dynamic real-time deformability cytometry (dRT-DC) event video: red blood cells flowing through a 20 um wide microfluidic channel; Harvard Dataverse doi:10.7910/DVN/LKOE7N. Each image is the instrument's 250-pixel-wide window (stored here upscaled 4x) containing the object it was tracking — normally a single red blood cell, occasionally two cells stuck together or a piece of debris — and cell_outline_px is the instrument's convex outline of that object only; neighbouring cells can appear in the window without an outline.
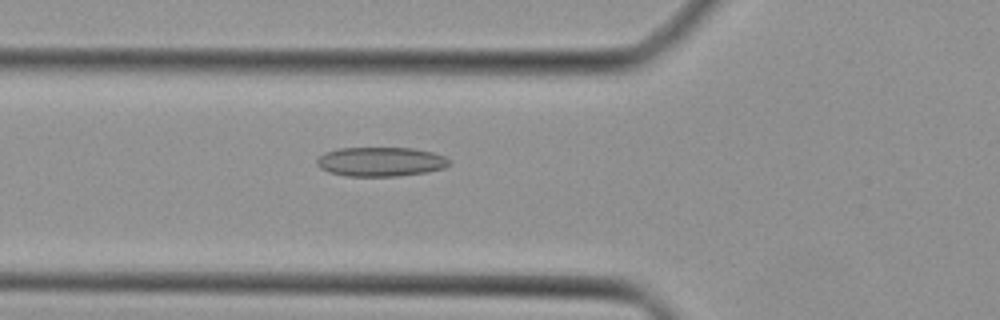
{"species": "Egyptian fruit bat (a non-hibernating species)", "species_latin": "Rousettus aegyptiacus", "temperature_condition": "cold", "stored_images_in_passage": 37, "camera_frame_rate_fps": 3000, "um_per_image_px": 0.085, "animal": {"sex": "female"}, "frame": {"image": 1, "passage_image": 9, "time_ms": 2.667, "image_size_px": [1000, 320], "cell_outline_px": [[448, 164], [444, 168], [424, 172], [396, 176], [348, 176], [328, 172], [320, 168], [316, 164], [316, 160], [324, 152], [336, 148], [412, 148], [432, 152], [444, 156], [448, 160]], "centroid_in_image_um": [32.29, 13.74], "position_along_channel_um": 93.5, "area_um2": 22.48}}
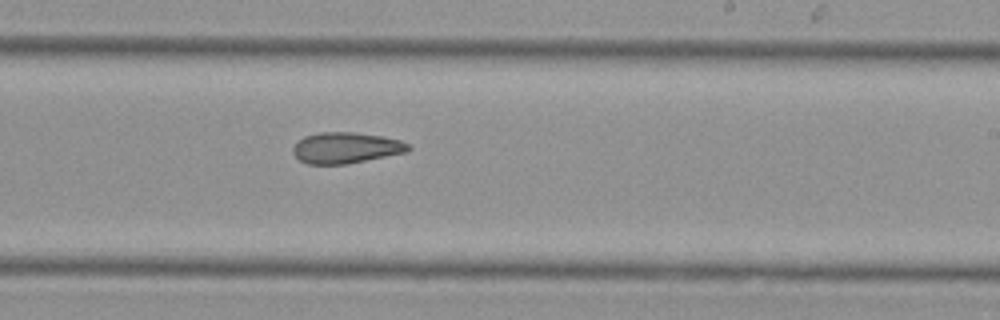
{"frame": {"image": 2, "passage_image": 20, "time_ms": 6.333, "image_size_px": [1000, 320], "cell_outline_px": [[412, 148], [408, 152], [344, 164], [308, 164], [300, 160], [292, 152], [292, 148], [304, 136], [320, 132], [356, 132], [384, 136], [400, 140], [408, 144]], "centroid_in_image_um": [29.42, 12.55], "position_along_channel_um": 259.6, "area_um2": 20.81}}
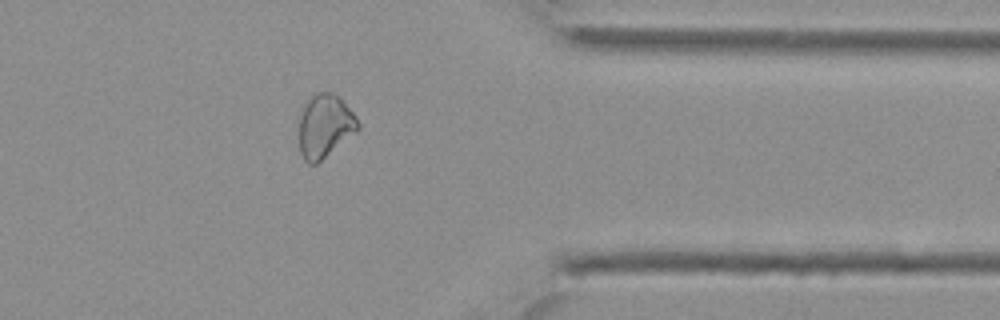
{"frame": {"image": 3, "passage_image": 29, "time_ms": 9.333, "image_size_px": [1000, 320], "cell_outline_px": [[360, 128], [356, 132], [316, 164], [308, 164], [304, 160], [300, 152], [300, 116], [304, 104], [312, 92], [332, 92], [340, 96], [356, 116], [360, 124]], "centroid_in_image_um": [27.62, 10.67], "position_along_channel_um": 383.8, "area_um2": 21.91}}